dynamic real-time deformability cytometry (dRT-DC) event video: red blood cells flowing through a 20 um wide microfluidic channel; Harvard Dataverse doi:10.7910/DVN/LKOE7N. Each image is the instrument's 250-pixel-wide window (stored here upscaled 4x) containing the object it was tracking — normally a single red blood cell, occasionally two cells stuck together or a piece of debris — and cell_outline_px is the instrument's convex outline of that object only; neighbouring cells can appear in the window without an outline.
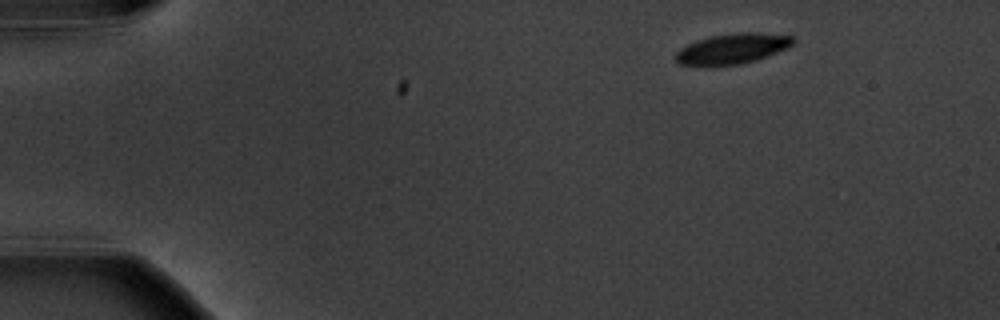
{"species": "common noctule bat (a hibernating species)", "species_latin": "Nyctalus noctula", "temperature_condition": "warm", "stored_images_in_passage": 3, "camera_frame_rate_fps": 3000, "um_per_image_px": 0.085, "animal": {"sex": "male", "body_mass_g": 20.1, "forearm_length_mm": 53.5}, "frame": {"image": 1, "passage_image": 1, "time_ms": 0.0, "image_size_px": [1000, 320], "cell_outline_px": [[796, 40], [788, 48], [768, 56], [756, 60], [740, 64], [680, 64], [676, 60], [676, 52], [680, 48], [696, 40], [712, 36], [740, 32], [756, 32], [792, 36]], "centroid_in_image_um": [62.31, 4.11], "position_along_channel_um": 22.7, "area_um2": 20.35}}